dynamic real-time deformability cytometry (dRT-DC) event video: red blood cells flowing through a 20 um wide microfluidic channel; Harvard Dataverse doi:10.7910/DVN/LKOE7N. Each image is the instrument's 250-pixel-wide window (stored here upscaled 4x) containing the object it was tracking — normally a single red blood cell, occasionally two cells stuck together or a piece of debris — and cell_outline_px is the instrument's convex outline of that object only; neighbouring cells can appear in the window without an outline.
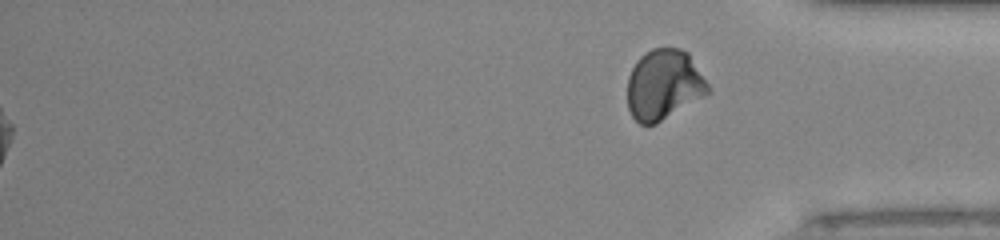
{"species": "human", "species_latin": "Homo sapiens", "temperature_condition": "room temperature", "stored_images_in_passage": 48, "segment_of_instrument_passage": [2, 2], "camera_frame_rate_fps": 3000, "um_per_image_px": 0.085, "donor": {"sex": "male"}, "frame": {"image": 1, "passage_image": 48, "time_ms": 15.667, "image_size_px": [1000, 240], "cell_outline_px": [[712, 92], [656, 124], [640, 124], [632, 116], [628, 108], [628, 76], [636, 60], [644, 52], [652, 48], [680, 48], [688, 52], [708, 84]], "centroid_in_image_um": [56.43, 7.2], "position_along_channel_um": 378.8, "area_um2": 33.18}}